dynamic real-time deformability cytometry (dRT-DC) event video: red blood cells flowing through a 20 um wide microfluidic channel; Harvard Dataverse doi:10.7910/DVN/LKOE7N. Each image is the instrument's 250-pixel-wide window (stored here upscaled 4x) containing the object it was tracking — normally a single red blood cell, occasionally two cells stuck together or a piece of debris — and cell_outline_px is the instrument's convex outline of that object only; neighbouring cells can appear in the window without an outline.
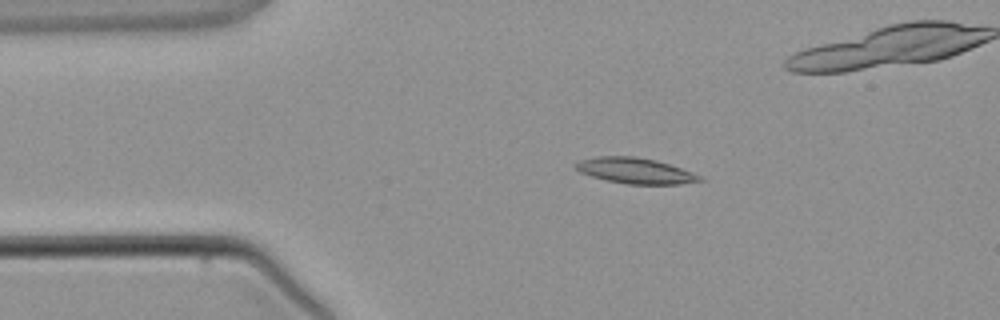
{"species": "common noctule bat (a hibernating species)", "species_latin": "Nyctalus noctula", "temperature_condition": "warm", "stored_images_in_passage": 5, "camera_frame_rate_fps": 3000, "um_per_image_px": 0.085, "animal": {"sex": "male", "body_mass_g": 21.5, "forearm_length_mm": 52.0}, "frame": {"image": 1, "passage_image": 3, "time_ms": 2.333, "image_size_px": [1000, 320], "cell_outline_px": [[704, 180], [680, 184], [628, 184], [608, 180], [592, 176], [580, 172], [572, 164], [580, 160], [596, 156], [636, 156], [656, 160], [692, 172], [700, 176]], "centroid_in_image_um": [53.97, 14.5], "position_along_channel_um": 31.0, "area_um2": 18.44}}